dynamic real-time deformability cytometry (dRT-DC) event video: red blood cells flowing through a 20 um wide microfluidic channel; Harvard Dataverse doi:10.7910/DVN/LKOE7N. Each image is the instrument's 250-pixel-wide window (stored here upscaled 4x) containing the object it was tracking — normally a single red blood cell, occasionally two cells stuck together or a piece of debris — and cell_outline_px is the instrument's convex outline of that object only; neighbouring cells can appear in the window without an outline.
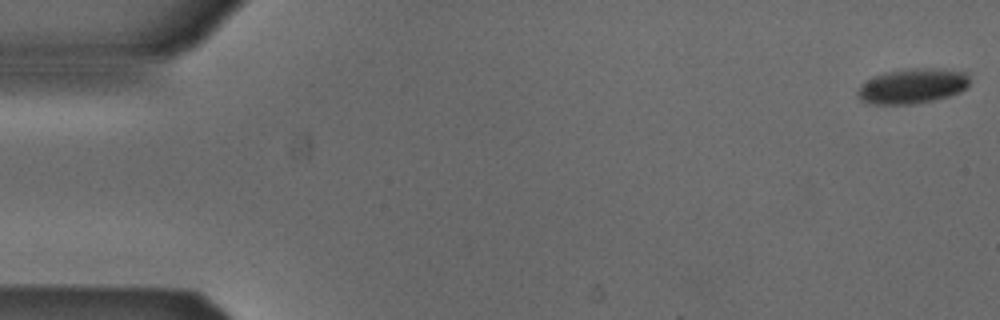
{"species": "Egyptian fruit bat (a non-hibernating species)", "species_latin": "Rousettus aegyptiacus", "temperature_condition": "cold", "stored_images_in_passage": 49, "camera_frame_rate_fps": 3000, "um_per_image_px": 0.085, "animal": {"sex": "male"}, "frame": {"image": 1, "passage_image": 1, "time_ms": 0.0, "image_size_px": [1000, 320], "cell_outline_px": [[968, 84], [960, 92], [948, 96], [932, 100], [912, 104], [868, 104], [860, 100], [856, 96], [856, 92], [868, 80], [884, 72], [916, 68], [940, 68], [964, 72], [968, 76]], "centroid_in_image_um": [77.53, 7.32], "position_along_channel_um": 7.5, "area_um2": 22.6}}
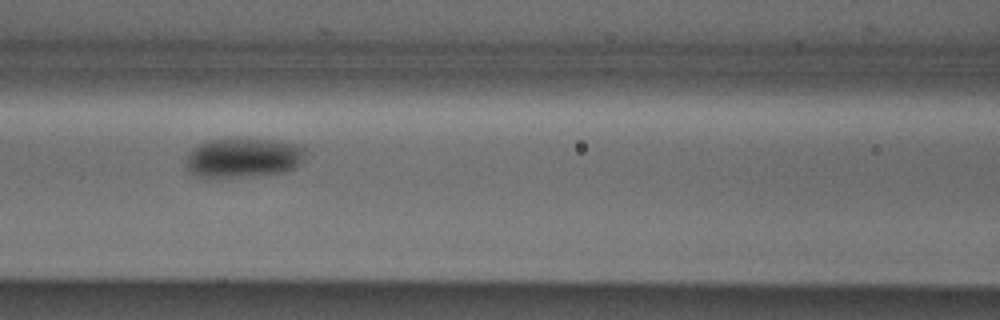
{"frame": {"image": 2, "passage_image": 23, "time_ms": 7.333, "image_size_px": [1000, 320], "cell_outline_px": [[304, 152], [300, 160], [292, 168], [284, 172], [244, 176], [200, 176], [188, 172], [184, 160], [188, 152], [192, 148], [208, 140], [228, 136], [236, 136], [276, 140], [296, 144], [304, 148]], "centroid_in_image_um": [20.59, 13.34], "position_along_channel_um": 146.0, "area_um2": 27.8}}
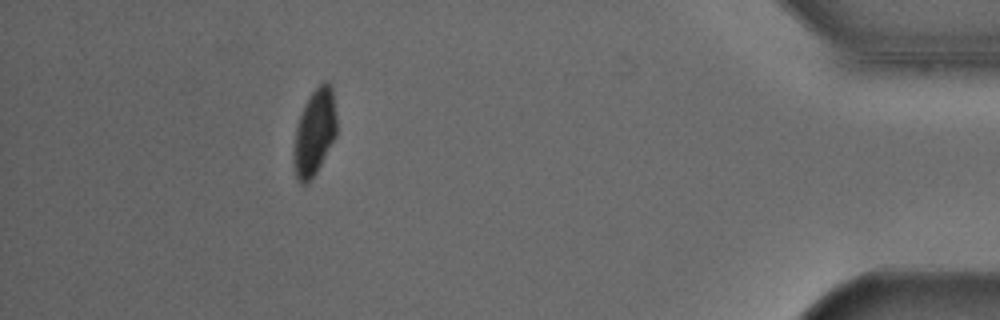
{"frame": {"image": 3, "passage_image": 48, "time_ms": 15.667, "image_size_px": [1000, 320], "cell_outline_px": [[336, 136], [316, 172], [308, 184], [300, 184], [296, 180], [292, 164], [292, 152], [296, 128], [304, 104], [308, 96], [324, 80], [328, 80], [332, 88], [336, 116]], "centroid_in_image_um": [26.7, 11.29], "position_along_channel_um": 408.5, "area_um2": 21.91}}